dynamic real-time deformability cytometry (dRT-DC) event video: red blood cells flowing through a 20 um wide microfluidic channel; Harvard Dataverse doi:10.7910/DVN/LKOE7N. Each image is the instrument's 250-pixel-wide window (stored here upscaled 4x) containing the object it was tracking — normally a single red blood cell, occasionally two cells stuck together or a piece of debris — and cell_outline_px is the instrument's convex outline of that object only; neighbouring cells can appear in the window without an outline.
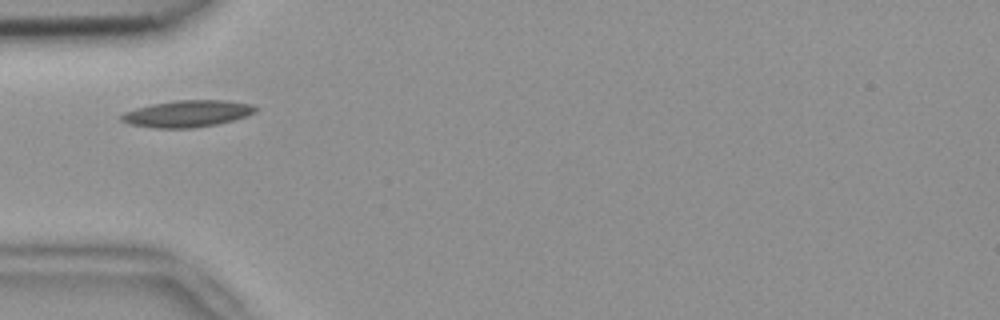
{"species": "common noctule bat (a hibernating species)", "species_latin": "Nyctalus noctula", "temperature_condition": "room temperature", "stored_images_in_passage": 33, "camera_frame_rate_fps": 3000, "um_per_image_px": 0.085, "animal": {"sex": "female", "body_mass_g": 18.4}, "frame": {"image": 1, "passage_image": 1, "time_ms": 0.0, "image_size_px": [1000, 320], "cell_outline_px": [[260, 108], [256, 112], [248, 116], [216, 124], [192, 128], [156, 128], [128, 124], [120, 120], [120, 116], [124, 112], [136, 108], [152, 104], [176, 100], [228, 100], [252, 104]], "centroid_in_image_um": [15.95, 9.65], "position_along_channel_um": 69.0, "area_um2": 21.04}}
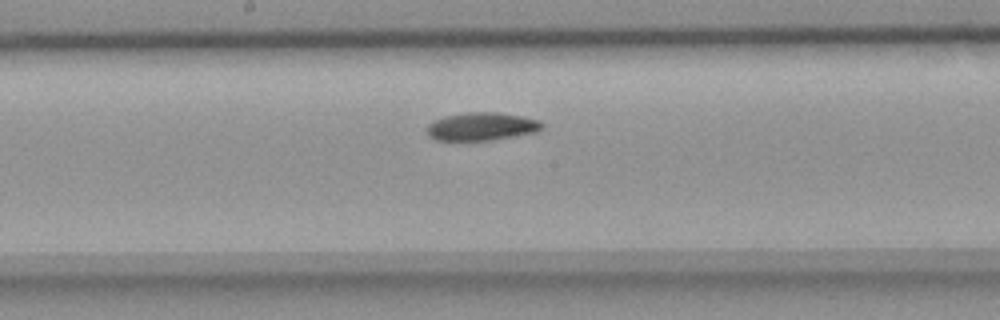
{"frame": {"image": 2, "passage_image": 12, "time_ms": 3.667, "image_size_px": [1000, 320], "cell_outline_px": [[544, 128], [536, 132], [492, 140], [436, 140], [428, 136], [428, 124], [444, 116], [468, 112], [496, 112], [520, 116], [540, 120], [544, 124]], "centroid_in_image_um": [40.97, 10.75], "position_along_channel_um": 207.2, "area_um2": 18.73}}
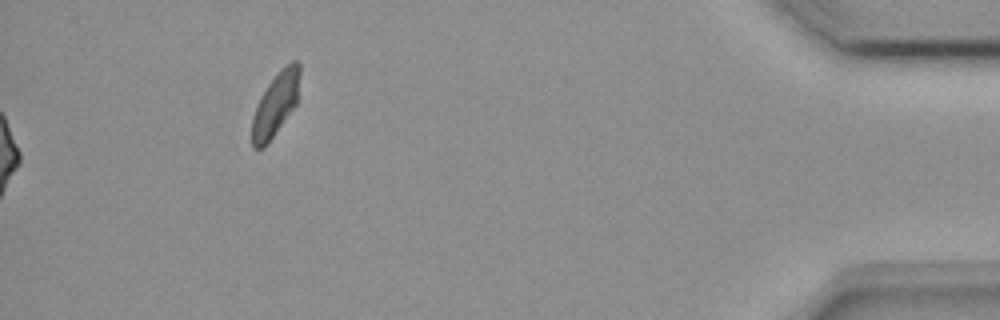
{"frame": {"image": 3, "passage_image": 33, "time_ms": 10.667, "image_size_px": [1000, 320], "cell_outline_px": [[300, 72], [296, 104], [264, 148], [252, 148], [252, 116], [256, 104], [260, 96], [276, 72], [284, 64], [292, 60], [296, 60], [300, 64]], "centroid_in_image_um": [23.41, 8.81], "position_along_channel_um": 411.8, "area_um2": 17.69}, "authors_computed_cell_mechanics": {"area_um2": 19.074, "velocity_mm_per_s": 3.7854, "shape_relaxation_time_tau1_ms": 9.4832, "shape_relaxation_time_tau2_ms": 7.6216, "deformation_change_tau1": 0.1818, "deformation_change_tau2": 0.1152}}